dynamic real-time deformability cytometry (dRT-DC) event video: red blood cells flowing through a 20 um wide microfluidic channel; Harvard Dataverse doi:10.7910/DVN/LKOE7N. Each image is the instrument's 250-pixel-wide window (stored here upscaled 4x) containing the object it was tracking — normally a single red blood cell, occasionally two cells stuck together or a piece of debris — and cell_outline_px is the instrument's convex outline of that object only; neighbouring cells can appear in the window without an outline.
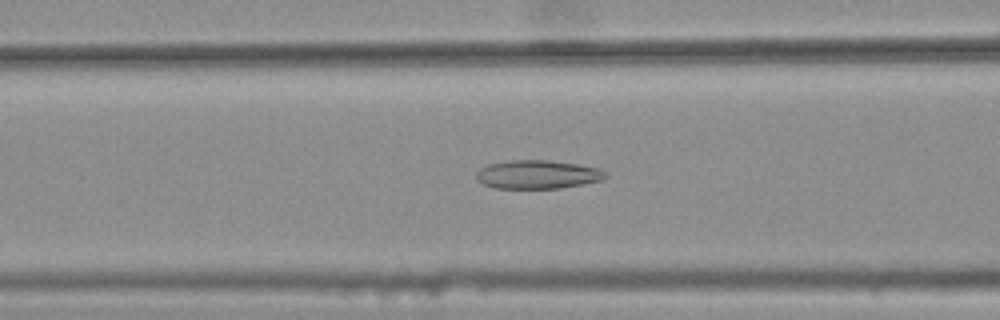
{"species": "common noctule bat (a hibernating species)", "species_latin": "Nyctalus noctula", "temperature_condition": "warm", "stored_images_in_passage": 40, "camera_frame_rate_fps": 3000, "um_per_image_px": 0.085, "animal": {"sex": "female", "body_mass_g": 25.1}, "frame": {"image": 1, "passage_image": 20, "time_ms": 6.333, "image_size_px": [1000, 320], "cell_outline_px": [[608, 176], [600, 180], [584, 184], [560, 188], [496, 188], [484, 184], [476, 180], [476, 172], [480, 168], [488, 164], [508, 160], [548, 160], [580, 164], [596, 168], [604, 172]], "centroid_in_image_um": [45.66, 14.82], "position_along_channel_um": 120.9, "area_um2": 21.5}}
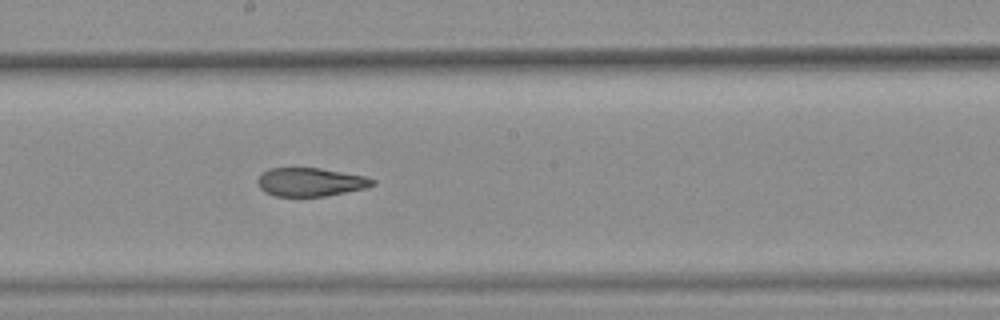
{"frame": {"image": 2, "passage_image": 28, "time_ms": 9.0, "image_size_px": [1000, 320], "cell_outline_px": [[376, 184], [364, 188], [324, 196], [276, 196], [264, 192], [256, 184], [256, 180], [268, 168], [320, 168], [364, 176], [376, 180]], "centroid_in_image_um": [26.35, 15.47], "position_along_channel_um": 221.8, "area_um2": 18.96}}
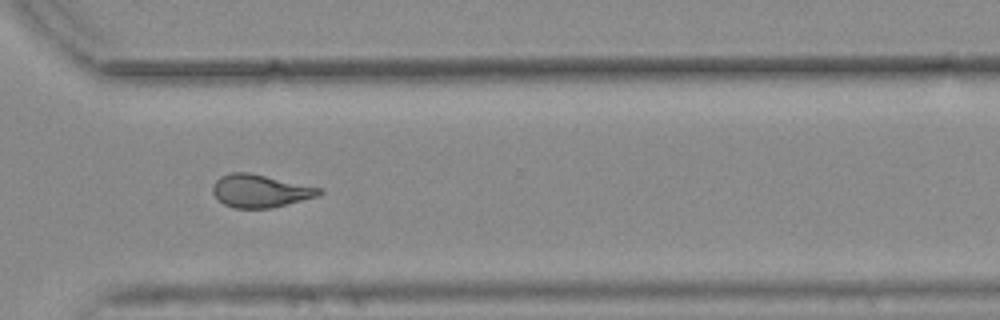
{"frame": {"image": 3, "passage_image": 38, "time_ms": 12.333, "image_size_px": [1000, 320], "cell_outline_px": [[324, 192], [316, 196], [272, 208], [236, 208], [224, 204], [212, 192], [212, 184], [220, 176], [232, 172], [248, 172], [320, 188]], "centroid_in_image_um": [22.07, 16.22], "position_along_channel_um": 348.5, "area_um2": 20.06}, "authors_computed_cell_mechanics": {"area_um2": 21.675, "velocity_mm_per_s": 3.784, "shape_relaxation_time_tau1_ms": null, "shape_relaxation_time_tau2_ms": 2.9728, "deformation_change_tau1": null, "deformation_change_tau2": 0.1214}}